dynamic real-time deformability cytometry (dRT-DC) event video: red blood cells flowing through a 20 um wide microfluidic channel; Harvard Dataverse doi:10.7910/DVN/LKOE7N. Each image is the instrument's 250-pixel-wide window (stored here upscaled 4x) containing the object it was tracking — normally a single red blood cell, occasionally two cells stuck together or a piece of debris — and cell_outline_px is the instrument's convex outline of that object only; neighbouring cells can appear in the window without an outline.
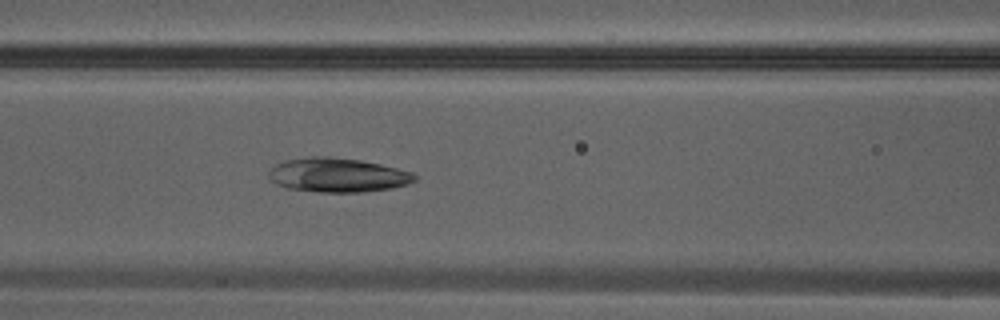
{"species": "Egyptian fruit bat (a non-hibernating species)", "species_latin": "Rousettus aegyptiacus", "temperature_condition": "warm", "stored_images_in_passage": 13, "camera_frame_rate_fps": 3000, "um_per_image_px": 0.085, "animal": {"sex": "male"}, "frame": {"image": 1, "passage_image": 13, "time_ms": 4.0, "image_size_px": [1000, 320], "cell_outline_px": [[416, 180], [408, 184], [392, 188], [364, 192], [320, 192], [288, 188], [276, 184], [268, 176], [268, 172], [276, 164], [284, 160], [312, 156], [328, 156], [360, 160], [380, 164], [412, 172], [416, 176]], "centroid_in_image_um": [28.7, 14.88], "position_along_channel_um": 137.9, "area_um2": 29.07}}